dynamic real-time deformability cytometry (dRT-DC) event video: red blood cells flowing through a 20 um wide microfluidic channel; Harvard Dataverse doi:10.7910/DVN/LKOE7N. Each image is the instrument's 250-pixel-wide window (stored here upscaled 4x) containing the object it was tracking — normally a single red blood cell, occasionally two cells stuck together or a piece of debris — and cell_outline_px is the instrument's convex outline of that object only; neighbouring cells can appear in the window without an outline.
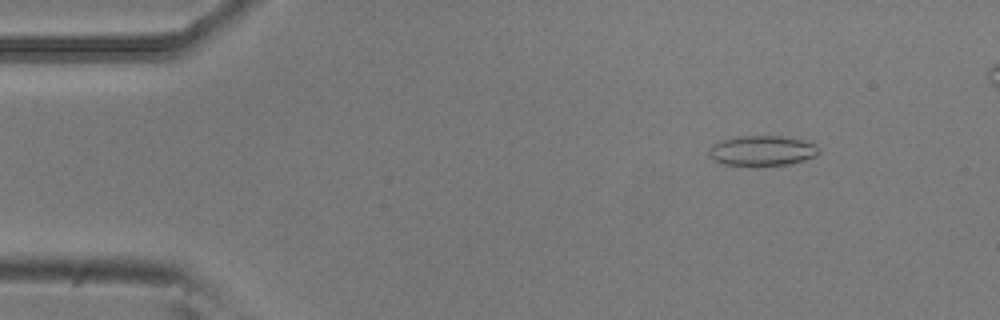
{"species": "common noctule bat (a hibernating species)", "species_latin": "Nyctalus noctula", "temperature_condition": "room temperature", "stored_images_in_passage": 52, "camera_frame_rate_fps": 3000, "um_per_image_px": 0.085, "animal": {"sex": "male", "body_mass_g": 20.5, "forearm_length_mm": 52.5}, "frame": {"image": 1, "passage_image": 7, "time_ms": 2.0, "image_size_px": [1000, 320], "cell_outline_px": [[820, 152], [816, 156], [804, 160], [788, 164], [724, 164], [708, 156], [708, 152], [712, 144], [720, 140], [736, 136], [780, 136], [800, 140], [816, 144], [820, 148]], "centroid_in_image_um": [64.78, 12.78], "position_along_channel_um": 20.2, "area_um2": 18.96}}
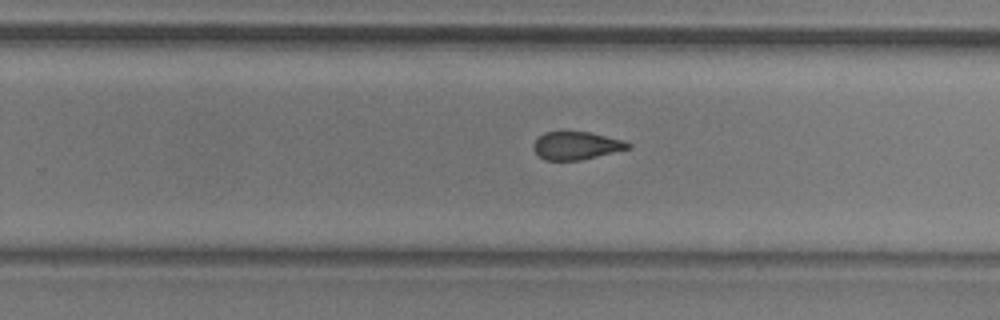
{"frame": {"image": 2, "passage_image": 34, "time_ms": 11.0, "image_size_px": [1000, 320], "cell_outline_px": [[632, 148], [580, 160], [544, 160], [532, 148], [532, 144], [544, 132], [588, 132], [624, 140], [632, 144]], "centroid_in_image_um": [49.01, 12.38], "position_along_channel_um": 280.8, "area_um2": 15.32}}
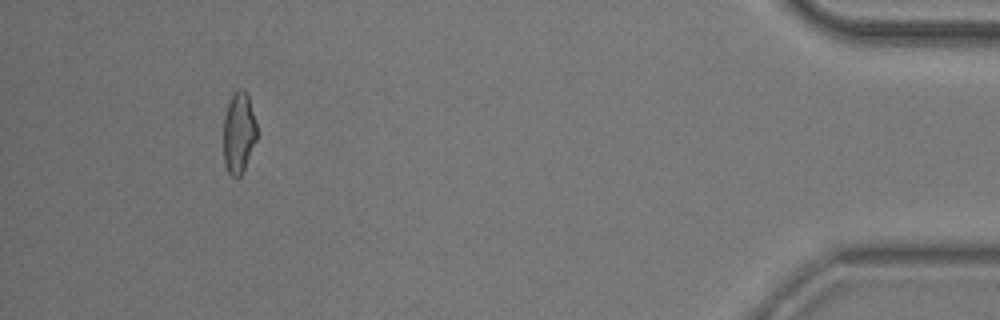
{"frame": {"image": 3, "passage_image": 50, "time_ms": 16.333, "image_size_px": [1000, 320], "cell_outline_px": [[256, 140], [244, 168], [240, 176], [236, 180], [228, 172], [224, 164], [224, 116], [232, 92], [236, 88], [244, 88], [248, 96], [256, 120]], "centroid_in_image_um": [20.29, 11.25], "position_along_channel_um": 414.9, "area_um2": 15.9}}